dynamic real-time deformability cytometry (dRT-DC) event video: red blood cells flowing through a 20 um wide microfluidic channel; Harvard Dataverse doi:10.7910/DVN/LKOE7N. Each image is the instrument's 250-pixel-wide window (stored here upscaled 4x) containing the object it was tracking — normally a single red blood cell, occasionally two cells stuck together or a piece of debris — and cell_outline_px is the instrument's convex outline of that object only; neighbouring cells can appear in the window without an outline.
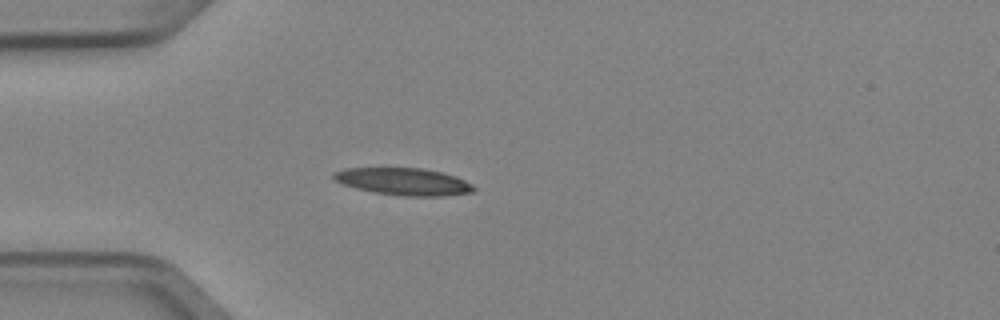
{"species": "Egyptian fruit bat (a non-hibernating species)", "species_latin": "Rousettus aegyptiacus", "temperature_condition": "cold", "stored_images_in_passage": 3, "camera_frame_rate_fps": 3000, "um_per_image_px": 0.085, "animal": {"sex": "female"}, "frame": {"image": 1, "passage_image": 3, "time_ms": 0.667, "image_size_px": [1000, 320], "cell_outline_px": [[476, 188], [472, 192], [440, 196], [404, 196], [376, 192], [356, 188], [344, 184], [336, 180], [332, 176], [332, 172], [344, 168], [420, 168], [440, 172], [456, 176], [472, 184]], "centroid_in_image_um": [34.3, 15.43], "position_along_channel_um": 50.7, "area_um2": 21.96}}